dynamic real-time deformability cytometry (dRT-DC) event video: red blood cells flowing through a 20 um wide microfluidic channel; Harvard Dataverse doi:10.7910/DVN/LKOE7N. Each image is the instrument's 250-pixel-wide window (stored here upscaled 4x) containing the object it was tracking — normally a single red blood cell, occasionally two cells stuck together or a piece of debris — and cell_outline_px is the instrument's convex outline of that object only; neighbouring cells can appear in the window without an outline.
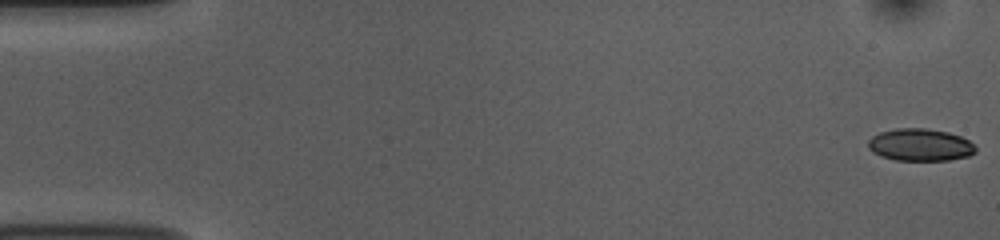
{"species": "common noctule bat (a hibernating species)", "species_latin": "Nyctalus noctula", "temperature_condition": "room temperature", "stored_images_in_passage": 53, "camera_frame_rate_fps": 3000, "um_per_image_px": 0.085, "animal": {"sex": "female", "body_mass_g": 10.0, "forearm_length_mm": 53.1}, "frame": {"image": 1, "passage_image": 1, "time_ms": 0.0, "image_size_px": [1000, 240], "cell_outline_px": [[976, 152], [968, 156], [948, 160], [896, 160], [880, 156], [872, 152], [868, 148], [868, 140], [872, 136], [880, 132], [896, 128], [924, 128], [948, 132], [960, 136], [968, 140], [976, 148]], "centroid_in_image_um": [78.19, 12.31], "position_along_channel_um": 6.8, "area_um2": 20.23}}
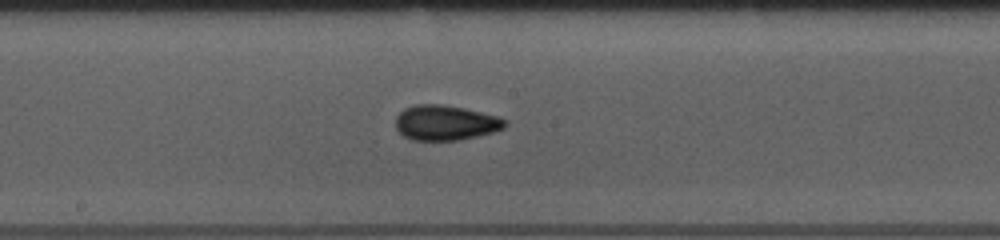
{"frame": {"image": 2, "passage_image": 28, "time_ms": 9.0, "image_size_px": [1000, 240], "cell_outline_px": [[508, 124], [504, 128], [492, 132], [460, 140], [412, 140], [404, 136], [396, 128], [396, 116], [404, 108], [416, 104], [440, 104], [464, 108], [500, 116], [508, 120]], "centroid_in_image_um": [37.89, 10.42], "position_along_channel_um": 210.3, "area_um2": 22.48}}
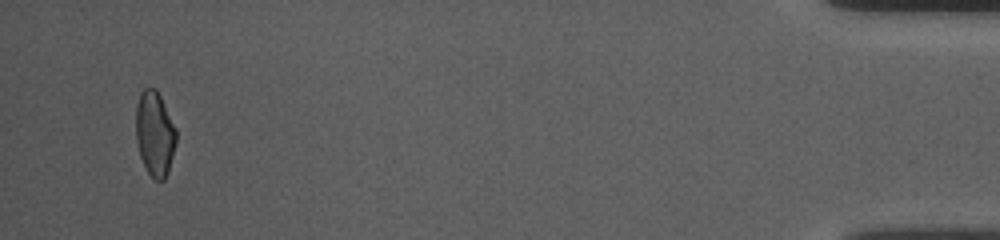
{"frame": {"image": 3, "passage_image": 51, "time_ms": 16.667, "image_size_px": [1000, 240], "cell_outline_px": [[176, 144], [168, 172], [164, 180], [156, 180], [148, 172], [140, 156], [136, 140], [136, 104], [140, 92], [144, 88], [156, 88], [176, 128]], "centroid_in_image_um": [13.15, 11.34], "position_along_channel_um": 422.0, "area_um2": 19.88}, "authors_computed_cell_mechanics": {"area_um2": 20.808, "velocity_mm_per_s": 3.798, "shape_relaxation_time_tau1_ms": 3.7526, "shape_relaxation_time_tau2_ms": 1.353, "deformation_change_tau1": 0.1258, "deformation_change_tau2": 0.0545}}